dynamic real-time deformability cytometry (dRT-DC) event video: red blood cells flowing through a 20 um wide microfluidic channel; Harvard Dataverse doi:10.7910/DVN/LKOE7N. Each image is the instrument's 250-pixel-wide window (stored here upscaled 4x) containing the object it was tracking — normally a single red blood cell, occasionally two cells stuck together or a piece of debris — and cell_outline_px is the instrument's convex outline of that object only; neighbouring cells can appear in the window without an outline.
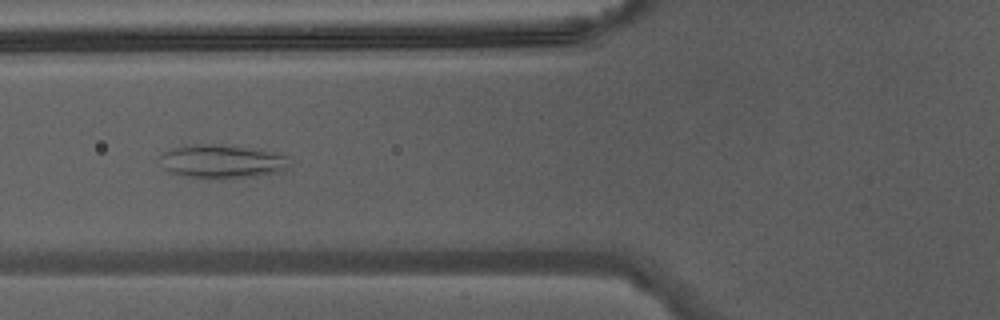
{"species": "Egyptian fruit bat (a non-hibernating species)", "species_latin": "Rousettus aegyptiacus", "temperature_condition": "warm", "stored_images_in_passage": 39, "camera_frame_rate_fps": 3000, "um_per_image_px": 0.085, "animal": {"sex": "male"}, "frame": {"image": 1, "passage_image": 12, "time_ms": 3.667, "image_size_px": [1000, 320], "cell_outline_px": [[292, 164], [284, 172], [252, 176], [208, 180], [184, 176], [172, 172], [164, 168], [160, 156], [164, 152], [176, 148], [200, 144], [212, 144], [272, 152], [292, 156]], "centroid_in_image_um": [18.97, 13.76], "position_along_channel_um": 106.8, "area_um2": 25.32}}
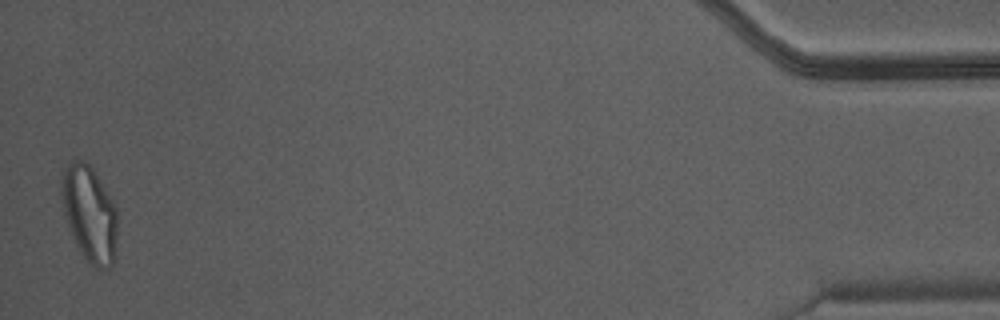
{"frame": {"image": 2, "passage_image": 39, "time_ms": 12.667, "image_size_px": [1000, 320], "cell_outline_px": [[116, 260], [112, 268], [96, 268], [80, 252], [72, 236], [64, 212], [60, 196], [60, 172], [72, 160], [84, 160], [92, 168], [112, 200], [116, 208]], "centroid_in_image_um": [7.59, 18.16], "position_along_channel_um": 427.6, "area_um2": 31.39}}